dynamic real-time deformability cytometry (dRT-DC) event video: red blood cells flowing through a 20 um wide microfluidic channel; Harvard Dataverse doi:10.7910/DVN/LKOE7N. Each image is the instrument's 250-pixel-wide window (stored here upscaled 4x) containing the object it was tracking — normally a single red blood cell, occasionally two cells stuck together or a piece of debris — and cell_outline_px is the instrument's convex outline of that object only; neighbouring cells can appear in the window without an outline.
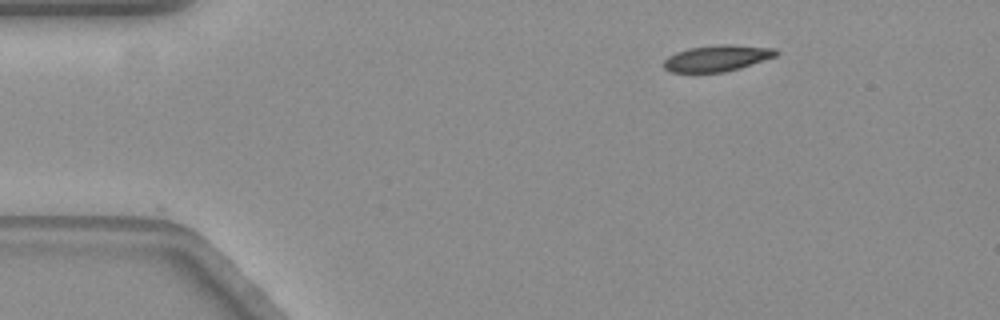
{"species": "common noctule bat (a hibernating species)", "species_latin": "Nyctalus noctula", "temperature_condition": "warm", "stored_images_in_passage": 2, "camera_frame_rate_fps": 3000, "um_per_image_px": 0.085, "animal": {"sex": "female", "body_mass_g": 19.3, "forearm_length_mm": 54.1}, "frame": {"image": 1, "passage_image": 1, "time_ms": 0.0, "image_size_px": [1000, 320], "cell_outline_px": [[780, 52], [776, 56], [740, 68], [724, 72], [668, 72], [664, 68], [664, 60], [668, 56], [676, 52], [688, 48], [720, 44], [732, 44], [776, 48]], "centroid_in_image_um": [60.96, 4.94], "position_along_channel_um": 24.0, "area_um2": 17.28}}